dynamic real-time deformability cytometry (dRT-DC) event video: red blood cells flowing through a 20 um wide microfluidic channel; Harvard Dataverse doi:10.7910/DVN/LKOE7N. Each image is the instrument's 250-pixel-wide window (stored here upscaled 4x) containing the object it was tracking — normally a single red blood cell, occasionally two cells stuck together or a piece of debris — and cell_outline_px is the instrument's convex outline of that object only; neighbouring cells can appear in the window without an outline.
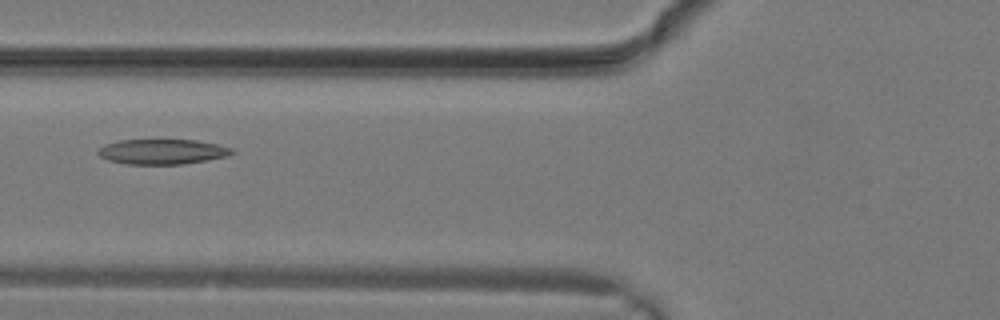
{"species": "common noctule bat (a hibernating species)", "species_latin": "Nyctalus noctula", "temperature_condition": "warm", "stored_images_in_passage": 11, "camera_frame_rate_fps": 3000, "um_per_image_px": 0.085, "animal": {"sex": "male", "body_mass_g": 19.2, "forearm_length_mm": 51.8}, "frame": {"image": 1, "passage_image": 8, "time_ms": 2.333, "image_size_px": [1000, 320], "cell_outline_px": [[236, 152], [228, 156], [208, 160], [180, 164], [124, 164], [108, 160], [100, 156], [96, 152], [104, 144], [120, 140], [196, 140], [216, 144], [232, 148]], "centroid_in_image_um": [13.79, 12.89], "position_along_channel_um": 112.0, "area_um2": 19.59}}
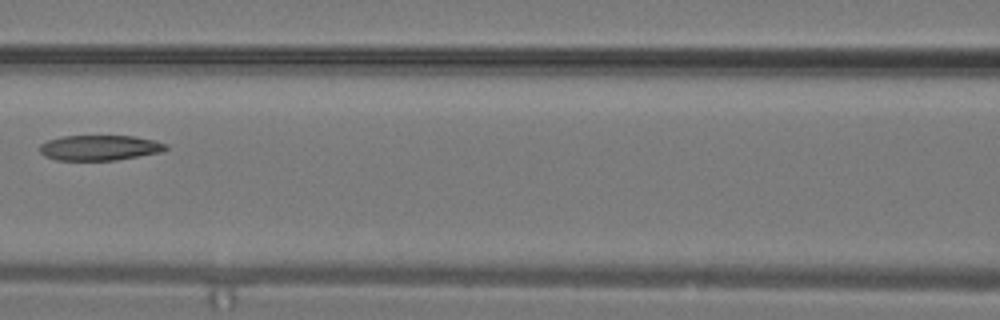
{"frame": {"image": 2, "passage_image": 10, "time_ms": 3.0, "image_size_px": [1000, 320], "cell_outline_px": [[168, 148], [164, 152], [116, 160], [56, 160], [44, 156], [40, 152], [40, 144], [48, 140], [64, 136], [132, 136], [156, 140], [168, 144]], "centroid_in_image_um": [8.52, 12.56], "position_along_channel_um": 158.1, "area_um2": 18.73}}